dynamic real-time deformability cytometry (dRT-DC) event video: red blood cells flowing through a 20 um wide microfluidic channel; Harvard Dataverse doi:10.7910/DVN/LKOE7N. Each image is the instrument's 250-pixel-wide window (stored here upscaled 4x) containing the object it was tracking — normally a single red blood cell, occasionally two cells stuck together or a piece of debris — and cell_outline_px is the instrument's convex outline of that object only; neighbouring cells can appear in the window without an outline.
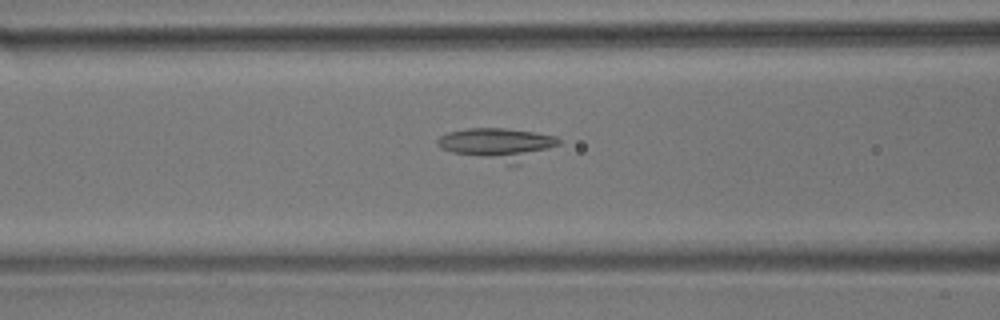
{"species": "common noctule bat (a hibernating species)", "species_latin": "Nyctalus noctula", "temperature_condition": "room temperature", "stored_images_in_passage": 56, "camera_frame_rate_fps": 3000, "um_per_image_px": 0.085, "animal": {"sex": "male", "body_mass_g": 17.9}, "frame": {"image": 1, "passage_image": 22, "time_ms": 7.0, "image_size_px": [1000, 320], "cell_outline_px": [[560, 144], [520, 164], [508, 164], [452, 152], [440, 148], [436, 140], [440, 136], [448, 132], [468, 128], [504, 128], [532, 132], [556, 136], [560, 140]], "centroid_in_image_um": [42.32, 12.24], "position_along_channel_um": 124.3, "area_um2": 22.48}}
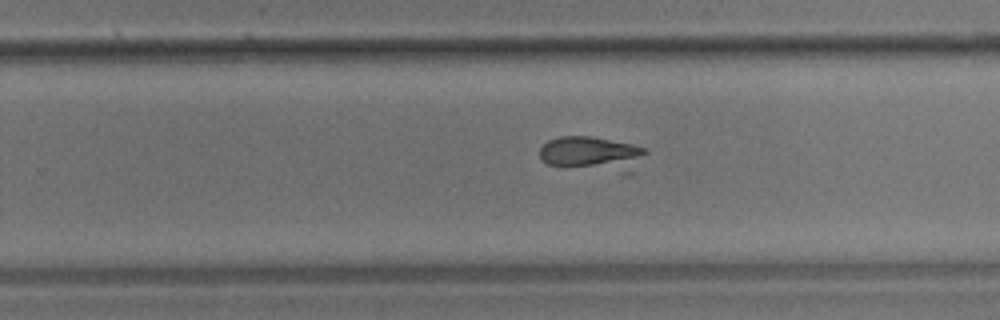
{"frame": {"image": 2, "passage_image": 35, "time_ms": 11.333, "image_size_px": [1000, 320], "cell_outline_px": [[648, 152], [632, 176], [624, 176], [548, 164], [540, 160], [540, 148], [548, 140], [560, 136], [588, 136], [632, 144], [644, 148]], "centroid_in_image_um": [50.42, 13.15], "position_along_channel_um": 279.4, "area_um2": 22.54}}
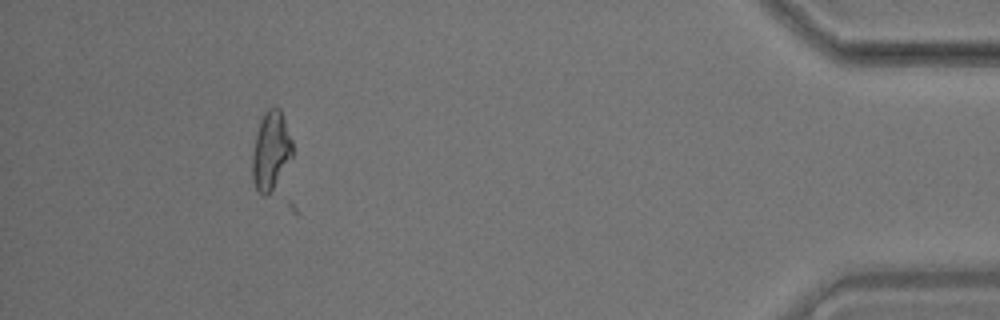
{"frame": {"image": 3, "passage_image": 51, "time_ms": 16.667, "image_size_px": [1000, 320], "cell_outline_px": [[292, 156], [272, 192], [264, 196], [256, 188], [252, 180], [252, 156], [256, 136], [260, 120], [264, 112], [268, 108], [276, 104], [280, 108], [292, 140]], "centroid_in_image_um": [23.02, 12.79], "position_along_channel_um": 412.2, "area_um2": 18.38}}